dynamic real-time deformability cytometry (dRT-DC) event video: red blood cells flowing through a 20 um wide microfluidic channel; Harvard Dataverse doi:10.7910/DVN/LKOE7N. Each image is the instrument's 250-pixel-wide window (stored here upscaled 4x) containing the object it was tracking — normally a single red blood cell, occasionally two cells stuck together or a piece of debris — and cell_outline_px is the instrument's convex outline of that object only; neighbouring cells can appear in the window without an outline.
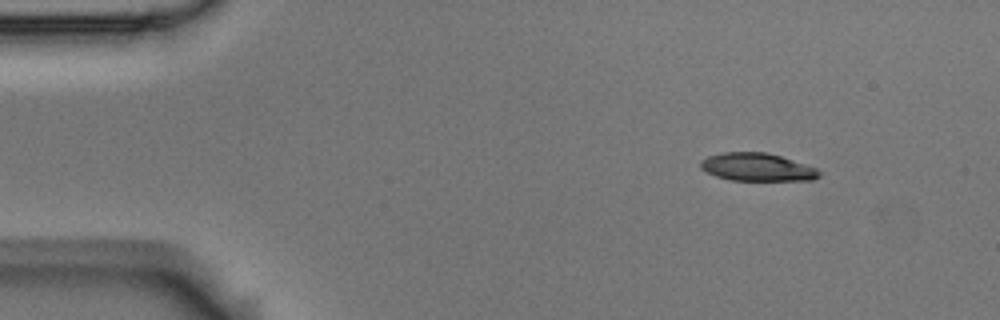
{"species": "Egyptian fruit bat (a non-hibernating species)", "species_latin": "Rousettus aegyptiacus", "temperature_condition": "room temperature", "stored_images_in_passage": 50, "camera_frame_rate_fps": 3000, "um_per_image_px": 0.085, "animal": {"sex": "male"}, "frame": {"image": 1, "passage_image": 1, "time_ms": 0.0, "image_size_px": [1000, 320], "cell_outline_px": [[820, 176], [812, 180], [732, 180], [716, 176], [700, 168], [700, 160], [708, 156], [720, 152], [768, 152], [816, 168], [820, 172]], "centroid_in_image_um": [64.33, 14.2], "position_along_channel_um": 20.7, "area_um2": 19.19}}
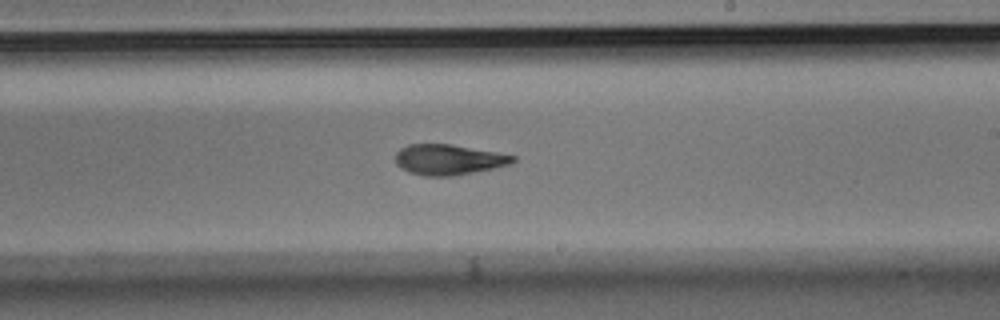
{"frame": {"image": 2, "passage_image": 27, "time_ms": 8.667, "image_size_px": [1000, 320], "cell_outline_px": [[516, 160], [512, 164], [452, 176], [424, 176], [408, 172], [400, 168], [396, 164], [396, 152], [400, 148], [408, 144], [452, 144], [496, 152], [516, 156]], "centroid_in_image_um": [38.1, 13.56], "position_along_channel_um": 250.9, "area_um2": 20.87}}
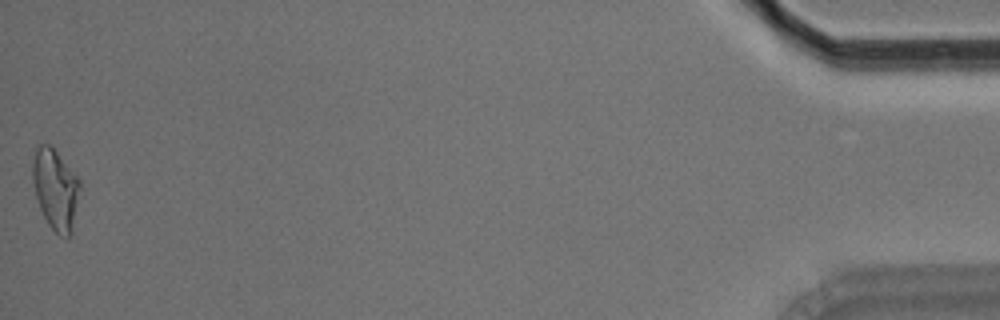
{"frame": {"image": 3, "passage_image": 50, "time_ms": 16.333, "image_size_px": [1000, 320], "cell_outline_px": [[80, 188], [72, 232], [68, 236], [60, 236], [48, 224], [40, 208], [32, 184], [32, 160], [36, 148], [40, 144], [48, 144], [56, 152], [80, 180]], "centroid_in_image_um": [4.7, 16.08], "position_along_channel_um": 430.5, "area_um2": 21.96}, "authors_computed_cell_mechanics": {"area_um2": 21.1837, "velocity_mm_per_s": 3.6039, "shape_relaxation_time_tau1_ms": 6.2186, "shape_relaxation_time_tau2_ms": 3.0145, "deformation_change_tau1": 0.1679, "deformation_change_tau2": 0.1068}}